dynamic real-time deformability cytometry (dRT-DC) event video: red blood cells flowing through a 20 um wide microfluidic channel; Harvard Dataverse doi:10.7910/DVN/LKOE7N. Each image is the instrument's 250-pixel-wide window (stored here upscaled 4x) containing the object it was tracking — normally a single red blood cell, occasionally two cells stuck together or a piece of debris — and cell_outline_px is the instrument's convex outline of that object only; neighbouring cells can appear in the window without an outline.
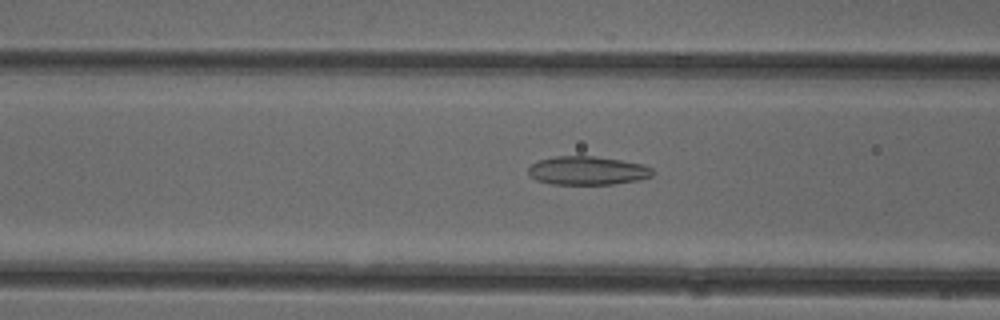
{"species": "common noctule bat (a hibernating species)", "species_latin": "Nyctalus noctula", "temperature_condition": "cold", "stored_images_in_passage": 50, "camera_frame_rate_fps": 3000, "um_per_image_px": 0.085, "animal": {"sex": "female"}, "frame": {"image": 1, "passage_image": 19, "time_ms": 6.0, "image_size_px": [1000, 320], "cell_outline_px": [[652, 176], [640, 180], [612, 184], [552, 184], [536, 180], [528, 172], [528, 168], [532, 164], [540, 160], [552, 156], [596, 156], [644, 164], [652, 168]], "centroid_in_image_um": [49.95, 14.5], "position_along_channel_um": 116.7, "area_um2": 20.69}}
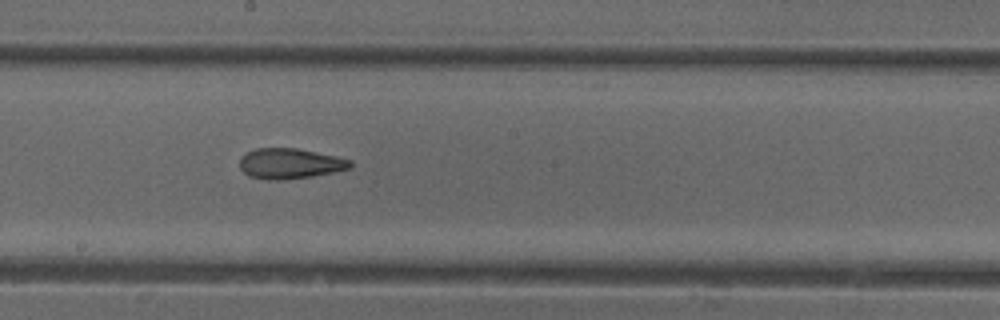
{"frame": {"image": 2, "passage_image": 27, "time_ms": 8.667, "image_size_px": [1000, 320], "cell_outline_px": [[352, 168], [312, 176], [280, 180], [268, 180], [248, 176], [240, 168], [240, 156], [256, 148], [296, 148], [336, 156], [352, 160]], "centroid_in_image_um": [24.64, 13.9], "position_along_channel_um": 223.6, "area_um2": 19.59}}
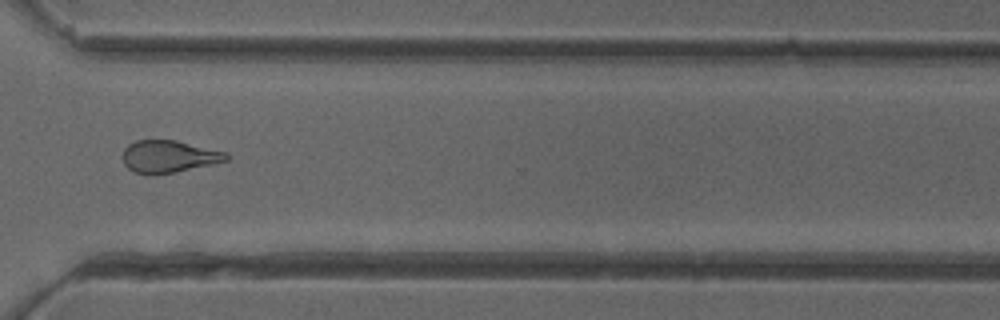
{"frame": {"image": 3, "passage_image": 37, "time_ms": 12.0, "image_size_px": [1000, 320], "cell_outline_px": [[228, 160], [212, 164], [176, 172], [152, 176], [148, 176], [132, 172], [124, 164], [120, 156], [124, 148], [128, 144], [136, 140], [176, 140], [228, 152]], "centroid_in_image_um": [14.29, 13.32], "position_along_channel_um": 356.3, "area_um2": 20.0}, "authors_computed_cell_mechanics": {"area_um2": 20.7502, "velocity_mm_per_s": 3.9955, "shape_relaxation_time_tau1_ms": null, "shape_relaxation_time_tau2_ms": 2.6139, "deformation_change_tau1": null, "deformation_change_tau2": 0.1152}}